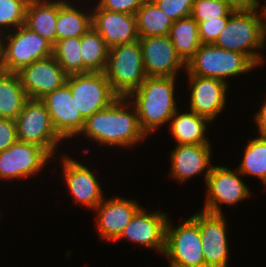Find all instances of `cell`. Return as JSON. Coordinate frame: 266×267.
Segmentation results:
<instances>
[{"mask_svg": "<svg viewBox=\"0 0 266 267\" xmlns=\"http://www.w3.org/2000/svg\"><path fill=\"white\" fill-rule=\"evenodd\" d=\"M78 136L117 149H130L148 138L139 125L134 105L127 97H118L106 109L86 118Z\"/></svg>", "mask_w": 266, "mask_h": 267, "instance_id": "1", "label": "cell"}, {"mask_svg": "<svg viewBox=\"0 0 266 267\" xmlns=\"http://www.w3.org/2000/svg\"><path fill=\"white\" fill-rule=\"evenodd\" d=\"M177 79L176 77H147L127 96L137 111L139 125L147 137L152 136L159 127L169 123L179 109L177 97H175Z\"/></svg>", "mask_w": 266, "mask_h": 267, "instance_id": "2", "label": "cell"}, {"mask_svg": "<svg viewBox=\"0 0 266 267\" xmlns=\"http://www.w3.org/2000/svg\"><path fill=\"white\" fill-rule=\"evenodd\" d=\"M213 44L226 51L246 55L257 67L266 61L264 54L260 52L266 48V38L262 34L259 17L254 8L235 11Z\"/></svg>", "mask_w": 266, "mask_h": 267, "instance_id": "3", "label": "cell"}, {"mask_svg": "<svg viewBox=\"0 0 266 267\" xmlns=\"http://www.w3.org/2000/svg\"><path fill=\"white\" fill-rule=\"evenodd\" d=\"M256 68L258 67L246 55L226 51L211 43L201 44L187 62L185 73L218 79L230 85L229 78L242 76Z\"/></svg>", "mask_w": 266, "mask_h": 267, "instance_id": "4", "label": "cell"}, {"mask_svg": "<svg viewBox=\"0 0 266 267\" xmlns=\"http://www.w3.org/2000/svg\"><path fill=\"white\" fill-rule=\"evenodd\" d=\"M105 76L119 97H127L147 78L140 42L109 48Z\"/></svg>", "mask_w": 266, "mask_h": 267, "instance_id": "5", "label": "cell"}, {"mask_svg": "<svg viewBox=\"0 0 266 267\" xmlns=\"http://www.w3.org/2000/svg\"><path fill=\"white\" fill-rule=\"evenodd\" d=\"M53 55V45L25 25L2 35L0 70L17 73Z\"/></svg>", "mask_w": 266, "mask_h": 267, "instance_id": "6", "label": "cell"}, {"mask_svg": "<svg viewBox=\"0 0 266 267\" xmlns=\"http://www.w3.org/2000/svg\"><path fill=\"white\" fill-rule=\"evenodd\" d=\"M172 224L173 222L168 218L163 256L169 259V264L205 267L199 229V211L178 226Z\"/></svg>", "mask_w": 266, "mask_h": 267, "instance_id": "7", "label": "cell"}, {"mask_svg": "<svg viewBox=\"0 0 266 267\" xmlns=\"http://www.w3.org/2000/svg\"><path fill=\"white\" fill-rule=\"evenodd\" d=\"M15 121L18 141L36 144L53 159L56 158L58 145L64 140L54 129L47 108L40 99H29Z\"/></svg>", "mask_w": 266, "mask_h": 267, "instance_id": "8", "label": "cell"}, {"mask_svg": "<svg viewBox=\"0 0 266 267\" xmlns=\"http://www.w3.org/2000/svg\"><path fill=\"white\" fill-rule=\"evenodd\" d=\"M242 178H241V177ZM243 175L236 169L227 166L214 165L206 179V200L202 210L213 214H224L223 207L235 206L252 195L247 183L243 181Z\"/></svg>", "mask_w": 266, "mask_h": 267, "instance_id": "9", "label": "cell"}, {"mask_svg": "<svg viewBox=\"0 0 266 267\" xmlns=\"http://www.w3.org/2000/svg\"><path fill=\"white\" fill-rule=\"evenodd\" d=\"M66 82L84 119L106 109L119 97L112 90L104 72L68 75Z\"/></svg>", "mask_w": 266, "mask_h": 267, "instance_id": "10", "label": "cell"}, {"mask_svg": "<svg viewBox=\"0 0 266 267\" xmlns=\"http://www.w3.org/2000/svg\"><path fill=\"white\" fill-rule=\"evenodd\" d=\"M53 157L42 147L17 141L6 150L0 152V179L28 180L37 175L51 163ZM49 162V163H48Z\"/></svg>", "mask_w": 266, "mask_h": 267, "instance_id": "11", "label": "cell"}, {"mask_svg": "<svg viewBox=\"0 0 266 267\" xmlns=\"http://www.w3.org/2000/svg\"><path fill=\"white\" fill-rule=\"evenodd\" d=\"M61 159L63 179L66 183L67 191L72 195L73 203L81 204L95 210L97 205L104 200V192L99 183V178L94 170L89 166L77 161L74 157L68 154L59 157ZM96 176H95V175Z\"/></svg>", "mask_w": 266, "mask_h": 267, "instance_id": "12", "label": "cell"}, {"mask_svg": "<svg viewBox=\"0 0 266 267\" xmlns=\"http://www.w3.org/2000/svg\"><path fill=\"white\" fill-rule=\"evenodd\" d=\"M46 106L57 134L64 140L74 139L84 127L85 119L80 114L66 82L40 99Z\"/></svg>", "mask_w": 266, "mask_h": 267, "instance_id": "13", "label": "cell"}, {"mask_svg": "<svg viewBox=\"0 0 266 267\" xmlns=\"http://www.w3.org/2000/svg\"><path fill=\"white\" fill-rule=\"evenodd\" d=\"M169 215L158 210L149 213L143 206L132 217L116 243L122 239L156 250L161 255L165 251L166 224Z\"/></svg>", "mask_w": 266, "mask_h": 267, "instance_id": "14", "label": "cell"}, {"mask_svg": "<svg viewBox=\"0 0 266 267\" xmlns=\"http://www.w3.org/2000/svg\"><path fill=\"white\" fill-rule=\"evenodd\" d=\"M186 76L189 92L191 91L188 110L208 118L213 123L227 108L229 85L214 78L192 74Z\"/></svg>", "mask_w": 266, "mask_h": 267, "instance_id": "15", "label": "cell"}, {"mask_svg": "<svg viewBox=\"0 0 266 267\" xmlns=\"http://www.w3.org/2000/svg\"><path fill=\"white\" fill-rule=\"evenodd\" d=\"M224 214L199 209V229L205 267L229 266L228 224Z\"/></svg>", "mask_w": 266, "mask_h": 267, "instance_id": "16", "label": "cell"}, {"mask_svg": "<svg viewBox=\"0 0 266 267\" xmlns=\"http://www.w3.org/2000/svg\"><path fill=\"white\" fill-rule=\"evenodd\" d=\"M147 77H178L186 64L177 55L169 35L139 37Z\"/></svg>", "mask_w": 266, "mask_h": 267, "instance_id": "17", "label": "cell"}, {"mask_svg": "<svg viewBox=\"0 0 266 267\" xmlns=\"http://www.w3.org/2000/svg\"><path fill=\"white\" fill-rule=\"evenodd\" d=\"M142 207L135 199L115 196L104 198L95 208V223L101 240L115 242L132 217Z\"/></svg>", "mask_w": 266, "mask_h": 267, "instance_id": "18", "label": "cell"}, {"mask_svg": "<svg viewBox=\"0 0 266 267\" xmlns=\"http://www.w3.org/2000/svg\"><path fill=\"white\" fill-rule=\"evenodd\" d=\"M29 99H41L66 83L67 74L52 55L17 72Z\"/></svg>", "mask_w": 266, "mask_h": 267, "instance_id": "19", "label": "cell"}, {"mask_svg": "<svg viewBox=\"0 0 266 267\" xmlns=\"http://www.w3.org/2000/svg\"><path fill=\"white\" fill-rule=\"evenodd\" d=\"M211 144H176L170 152V175L178 183H186L188 179L201 175L204 181L212 168Z\"/></svg>", "mask_w": 266, "mask_h": 267, "instance_id": "20", "label": "cell"}, {"mask_svg": "<svg viewBox=\"0 0 266 267\" xmlns=\"http://www.w3.org/2000/svg\"><path fill=\"white\" fill-rule=\"evenodd\" d=\"M91 10L92 27L101 35L109 48L139 40L136 15L107 11L97 3Z\"/></svg>", "mask_w": 266, "mask_h": 267, "instance_id": "21", "label": "cell"}, {"mask_svg": "<svg viewBox=\"0 0 266 267\" xmlns=\"http://www.w3.org/2000/svg\"><path fill=\"white\" fill-rule=\"evenodd\" d=\"M211 123L208 118L188 109L184 112L178 109L169 122L170 135L178 145L210 144L206 132Z\"/></svg>", "mask_w": 266, "mask_h": 267, "instance_id": "22", "label": "cell"}, {"mask_svg": "<svg viewBox=\"0 0 266 267\" xmlns=\"http://www.w3.org/2000/svg\"><path fill=\"white\" fill-rule=\"evenodd\" d=\"M72 4V5H71ZM79 2L58 0L56 42L73 37H81L92 27V10L77 6ZM88 9V10H87Z\"/></svg>", "mask_w": 266, "mask_h": 267, "instance_id": "23", "label": "cell"}, {"mask_svg": "<svg viewBox=\"0 0 266 267\" xmlns=\"http://www.w3.org/2000/svg\"><path fill=\"white\" fill-rule=\"evenodd\" d=\"M57 17L58 0H29L24 25L54 46Z\"/></svg>", "mask_w": 266, "mask_h": 267, "instance_id": "24", "label": "cell"}, {"mask_svg": "<svg viewBox=\"0 0 266 267\" xmlns=\"http://www.w3.org/2000/svg\"><path fill=\"white\" fill-rule=\"evenodd\" d=\"M28 100L19 75L0 70V118L15 120Z\"/></svg>", "mask_w": 266, "mask_h": 267, "instance_id": "25", "label": "cell"}, {"mask_svg": "<svg viewBox=\"0 0 266 267\" xmlns=\"http://www.w3.org/2000/svg\"><path fill=\"white\" fill-rule=\"evenodd\" d=\"M169 38L177 55L185 64L195 55L202 44L199 37L198 23L191 15L173 22Z\"/></svg>", "mask_w": 266, "mask_h": 267, "instance_id": "26", "label": "cell"}, {"mask_svg": "<svg viewBox=\"0 0 266 267\" xmlns=\"http://www.w3.org/2000/svg\"><path fill=\"white\" fill-rule=\"evenodd\" d=\"M136 19L139 37L169 35L174 22L152 0H146L137 10Z\"/></svg>", "mask_w": 266, "mask_h": 267, "instance_id": "27", "label": "cell"}, {"mask_svg": "<svg viewBox=\"0 0 266 267\" xmlns=\"http://www.w3.org/2000/svg\"><path fill=\"white\" fill-rule=\"evenodd\" d=\"M80 50L83 73L105 71L109 47L93 27L81 36Z\"/></svg>", "mask_w": 266, "mask_h": 267, "instance_id": "28", "label": "cell"}, {"mask_svg": "<svg viewBox=\"0 0 266 267\" xmlns=\"http://www.w3.org/2000/svg\"><path fill=\"white\" fill-rule=\"evenodd\" d=\"M236 169L245 177H256L266 187V138L257 136L246 143Z\"/></svg>", "mask_w": 266, "mask_h": 267, "instance_id": "29", "label": "cell"}, {"mask_svg": "<svg viewBox=\"0 0 266 267\" xmlns=\"http://www.w3.org/2000/svg\"><path fill=\"white\" fill-rule=\"evenodd\" d=\"M81 37L58 40L53 46V56L67 75L83 73Z\"/></svg>", "mask_w": 266, "mask_h": 267, "instance_id": "30", "label": "cell"}, {"mask_svg": "<svg viewBox=\"0 0 266 267\" xmlns=\"http://www.w3.org/2000/svg\"><path fill=\"white\" fill-rule=\"evenodd\" d=\"M29 0H0V34H5L25 24Z\"/></svg>", "mask_w": 266, "mask_h": 267, "instance_id": "31", "label": "cell"}, {"mask_svg": "<svg viewBox=\"0 0 266 267\" xmlns=\"http://www.w3.org/2000/svg\"><path fill=\"white\" fill-rule=\"evenodd\" d=\"M235 11L222 0H194L191 16L196 22L230 17Z\"/></svg>", "mask_w": 266, "mask_h": 267, "instance_id": "32", "label": "cell"}, {"mask_svg": "<svg viewBox=\"0 0 266 267\" xmlns=\"http://www.w3.org/2000/svg\"><path fill=\"white\" fill-rule=\"evenodd\" d=\"M169 18L177 21L191 15L194 0H152Z\"/></svg>", "mask_w": 266, "mask_h": 267, "instance_id": "33", "label": "cell"}, {"mask_svg": "<svg viewBox=\"0 0 266 267\" xmlns=\"http://www.w3.org/2000/svg\"><path fill=\"white\" fill-rule=\"evenodd\" d=\"M229 18L230 17H217L212 20L197 22L201 43H214L218 38L219 34L226 27Z\"/></svg>", "mask_w": 266, "mask_h": 267, "instance_id": "34", "label": "cell"}, {"mask_svg": "<svg viewBox=\"0 0 266 267\" xmlns=\"http://www.w3.org/2000/svg\"><path fill=\"white\" fill-rule=\"evenodd\" d=\"M146 0H98L96 3L107 11L136 15Z\"/></svg>", "mask_w": 266, "mask_h": 267, "instance_id": "35", "label": "cell"}, {"mask_svg": "<svg viewBox=\"0 0 266 267\" xmlns=\"http://www.w3.org/2000/svg\"><path fill=\"white\" fill-rule=\"evenodd\" d=\"M18 141L16 121L0 118V152Z\"/></svg>", "mask_w": 266, "mask_h": 267, "instance_id": "36", "label": "cell"}, {"mask_svg": "<svg viewBox=\"0 0 266 267\" xmlns=\"http://www.w3.org/2000/svg\"><path fill=\"white\" fill-rule=\"evenodd\" d=\"M263 99V104L260 109L253 114L254 116L252 118L259 132L258 136L266 138V98Z\"/></svg>", "mask_w": 266, "mask_h": 267, "instance_id": "37", "label": "cell"}, {"mask_svg": "<svg viewBox=\"0 0 266 267\" xmlns=\"http://www.w3.org/2000/svg\"><path fill=\"white\" fill-rule=\"evenodd\" d=\"M234 11L251 10L255 7L256 0H222Z\"/></svg>", "mask_w": 266, "mask_h": 267, "instance_id": "38", "label": "cell"}, {"mask_svg": "<svg viewBox=\"0 0 266 267\" xmlns=\"http://www.w3.org/2000/svg\"><path fill=\"white\" fill-rule=\"evenodd\" d=\"M264 1L262 3L261 0H256L254 9L256 10L259 17V24L262 34L266 38V0Z\"/></svg>", "mask_w": 266, "mask_h": 267, "instance_id": "39", "label": "cell"}, {"mask_svg": "<svg viewBox=\"0 0 266 267\" xmlns=\"http://www.w3.org/2000/svg\"><path fill=\"white\" fill-rule=\"evenodd\" d=\"M169 267H193V266L180 265V264H169Z\"/></svg>", "mask_w": 266, "mask_h": 267, "instance_id": "40", "label": "cell"}, {"mask_svg": "<svg viewBox=\"0 0 266 267\" xmlns=\"http://www.w3.org/2000/svg\"><path fill=\"white\" fill-rule=\"evenodd\" d=\"M64 1H66V2H74V1H76V0H64ZM83 1H85V0H83ZM82 0L81 1H79L80 3L82 2L83 4L85 3V2H83ZM96 1H98V0H94V1H92L90 4H92V3H94V2H96ZM77 2H78V0H77Z\"/></svg>", "mask_w": 266, "mask_h": 267, "instance_id": "41", "label": "cell"}, {"mask_svg": "<svg viewBox=\"0 0 266 267\" xmlns=\"http://www.w3.org/2000/svg\"><path fill=\"white\" fill-rule=\"evenodd\" d=\"M2 34H0V55H1Z\"/></svg>", "mask_w": 266, "mask_h": 267, "instance_id": "42", "label": "cell"}]
</instances>
